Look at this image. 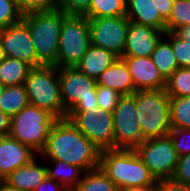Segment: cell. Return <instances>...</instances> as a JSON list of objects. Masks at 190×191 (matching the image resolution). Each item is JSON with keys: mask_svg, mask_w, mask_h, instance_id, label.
Here are the masks:
<instances>
[{"mask_svg": "<svg viewBox=\"0 0 190 191\" xmlns=\"http://www.w3.org/2000/svg\"><path fill=\"white\" fill-rule=\"evenodd\" d=\"M100 153L92 141L65 118L53 124L45 148L39 155L44 160H63L86 172L99 167Z\"/></svg>", "mask_w": 190, "mask_h": 191, "instance_id": "obj_1", "label": "cell"}, {"mask_svg": "<svg viewBox=\"0 0 190 191\" xmlns=\"http://www.w3.org/2000/svg\"><path fill=\"white\" fill-rule=\"evenodd\" d=\"M99 167L120 189L142 188L157 182L135 149L101 151Z\"/></svg>", "mask_w": 190, "mask_h": 191, "instance_id": "obj_2", "label": "cell"}, {"mask_svg": "<svg viewBox=\"0 0 190 191\" xmlns=\"http://www.w3.org/2000/svg\"><path fill=\"white\" fill-rule=\"evenodd\" d=\"M37 55V66L56 64L63 11L52 10L31 12L23 15Z\"/></svg>", "mask_w": 190, "mask_h": 191, "instance_id": "obj_3", "label": "cell"}, {"mask_svg": "<svg viewBox=\"0 0 190 191\" xmlns=\"http://www.w3.org/2000/svg\"><path fill=\"white\" fill-rule=\"evenodd\" d=\"M143 141L168 135L171 130L170 97L165 89L135 91Z\"/></svg>", "mask_w": 190, "mask_h": 191, "instance_id": "obj_4", "label": "cell"}, {"mask_svg": "<svg viewBox=\"0 0 190 191\" xmlns=\"http://www.w3.org/2000/svg\"><path fill=\"white\" fill-rule=\"evenodd\" d=\"M29 104L47 110L57 119H65L58 68L51 65L31 67L25 80Z\"/></svg>", "mask_w": 190, "mask_h": 191, "instance_id": "obj_5", "label": "cell"}, {"mask_svg": "<svg viewBox=\"0 0 190 191\" xmlns=\"http://www.w3.org/2000/svg\"><path fill=\"white\" fill-rule=\"evenodd\" d=\"M57 120L47 110L29 104L11 116L8 135L40 154L45 148L50 129Z\"/></svg>", "mask_w": 190, "mask_h": 191, "instance_id": "obj_6", "label": "cell"}, {"mask_svg": "<svg viewBox=\"0 0 190 191\" xmlns=\"http://www.w3.org/2000/svg\"><path fill=\"white\" fill-rule=\"evenodd\" d=\"M91 45L88 18L85 16L66 15L60 30L57 68L75 67Z\"/></svg>", "mask_w": 190, "mask_h": 191, "instance_id": "obj_7", "label": "cell"}, {"mask_svg": "<svg viewBox=\"0 0 190 191\" xmlns=\"http://www.w3.org/2000/svg\"><path fill=\"white\" fill-rule=\"evenodd\" d=\"M63 107L69 111H87L98 107L97 82L76 67L58 68Z\"/></svg>", "mask_w": 190, "mask_h": 191, "instance_id": "obj_8", "label": "cell"}, {"mask_svg": "<svg viewBox=\"0 0 190 191\" xmlns=\"http://www.w3.org/2000/svg\"><path fill=\"white\" fill-rule=\"evenodd\" d=\"M66 119L100 150L115 149L112 112L99 110L69 111Z\"/></svg>", "mask_w": 190, "mask_h": 191, "instance_id": "obj_9", "label": "cell"}, {"mask_svg": "<svg viewBox=\"0 0 190 191\" xmlns=\"http://www.w3.org/2000/svg\"><path fill=\"white\" fill-rule=\"evenodd\" d=\"M135 151L156 180L172 179L179 156L170 134L144 140Z\"/></svg>", "mask_w": 190, "mask_h": 191, "instance_id": "obj_10", "label": "cell"}, {"mask_svg": "<svg viewBox=\"0 0 190 191\" xmlns=\"http://www.w3.org/2000/svg\"><path fill=\"white\" fill-rule=\"evenodd\" d=\"M115 149H136L143 141L135 103V92L121 95L112 112Z\"/></svg>", "mask_w": 190, "mask_h": 191, "instance_id": "obj_11", "label": "cell"}, {"mask_svg": "<svg viewBox=\"0 0 190 191\" xmlns=\"http://www.w3.org/2000/svg\"><path fill=\"white\" fill-rule=\"evenodd\" d=\"M91 44L111 51L122 58L128 35L129 20L126 16L88 19Z\"/></svg>", "mask_w": 190, "mask_h": 191, "instance_id": "obj_12", "label": "cell"}, {"mask_svg": "<svg viewBox=\"0 0 190 191\" xmlns=\"http://www.w3.org/2000/svg\"><path fill=\"white\" fill-rule=\"evenodd\" d=\"M0 42L5 57H11L26 62L31 67L37 66V55L28 25L20 22L0 29Z\"/></svg>", "mask_w": 190, "mask_h": 191, "instance_id": "obj_13", "label": "cell"}, {"mask_svg": "<svg viewBox=\"0 0 190 191\" xmlns=\"http://www.w3.org/2000/svg\"><path fill=\"white\" fill-rule=\"evenodd\" d=\"M164 34L162 30L129 21L122 57H150Z\"/></svg>", "mask_w": 190, "mask_h": 191, "instance_id": "obj_14", "label": "cell"}, {"mask_svg": "<svg viewBox=\"0 0 190 191\" xmlns=\"http://www.w3.org/2000/svg\"><path fill=\"white\" fill-rule=\"evenodd\" d=\"M39 154L30 146L7 136H0V179L31 162Z\"/></svg>", "mask_w": 190, "mask_h": 191, "instance_id": "obj_15", "label": "cell"}, {"mask_svg": "<svg viewBox=\"0 0 190 191\" xmlns=\"http://www.w3.org/2000/svg\"><path fill=\"white\" fill-rule=\"evenodd\" d=\"M130 71L135 90L165 89L166 80L151 57H122Z\"/></svg>", "mask_w": 190, "mask_h": 191, "instance_id": "obj_16", "label": "cell"}, {"mask_svg": "<svg viewBox=\"0 0 190 191\" xmlns=\"http://www.w3.org/2000/svg\"><path fill=\"white\" fill-rule=\"evenodd\" d=\"M46 177L45 160L38 155L28 164L11 172L3 181L19 191H34Z\"/></svg>", "mask_w": 190, "mask_h": 191, "instance_id": "obj_17", "label": "cell"}, {"mask_svg": "<svg viewBox=\"0 0 190 191\" xmlns=\"http://www.w3.org/2000/svg\"><path fill=\"white\" fill-rule=\"evenodd\" d=\"M125 16L130 22L166 32V22L161 18L153 0H126Z\"/></svg>", "mask_w": 190, "mask_h": 191, "instance_id": "obj_18", "label": "cell"}, {"mask_svg": "<svg viewBox=\"0 0 190 191\" xmlns=\"http://www.w3.org/2000/svg\"><path fill=\"white\" fill-rule=\"evenodd\" d=\"M118 58L111 51L91 44L75 67L88 77L97 80Z\"/></svg>", "mask_w": 190, "mask_h": 191, "instance_id": "obj_19", "label": "cell"}, {"mask_svg": "<svg viewBox=\"0 0 190 191\" xmlns=\"http://www.w3.org/2000/svg\"><path fill=\"white\" fill-rule=\"evenodd\" d=\"M97 85L109 87L121 95L133 94L136 90L126 63L118 58L96 80Z\"/></svg>", "mask_w": 190, "mask_h": 191, "instance_id": "obj_20", "label": "cell"}, {"mask_svg": "<svg viewBox=\"0 0 190 191\" xmlns=\"http://www.w3.org/2000/svg\"><path fill=\"white\" fill-rule=\"evenodd\" d=\"M45 164L47 177L57 181L68 191H73L76 188L84 174L81 168L63 160H45Z\"/></svg>", "mask_w": 190, "mask_h": 191, "instance_id": "obj_21", "label": "cell"}, {"mask_svg": "<svg viewBox=\"0 0 190 191\" xmlns=\"http://www.w3.org/2000/svg\"><path fill=\"white\" fill-rule=\"evenodd\" d=\"M150 57L165 80L179 68L172 46L164 36L157 43Z\"/></svg>", "mask_w": 190, "mask_h": 191, "instance_id": "obj_22", "label": "cell"}, {"mask_svg": "<svg viewBox=\"0 0 190 191\" xmlns=\"http://www.w3.org/2000/svg\"><path fill=\"white\" fill-rule=\"evenodd\" d=\"M29 105L24 84L6 86L0 97V110L10 117Z\"/></svg>", "mask_w": 190, "mask_h": 191, "instance_id": "obj_23", "label": "cell"}, {"mask_svg": "<svg viewBox=\"0 0 190 191\" xmlns=\"http://www.w3.org/2000/svg\"><path fill=\"white\" fill-rule=\"evenodd\" d=\"M30 68L26 62L5 57L0 63V83L5 86L24 84Z\"/></svg>", "mask_w": 190, "mask_h": 191, "instance_id": "obj_24", "label": "cell"}, {"mask_svg": "<svg viewBox=\"0 0 190 191\" xmlns=\"http://www.w3.org/2000/svg\"><path fill=\"white\" fill-rule=\"evenodd\" d=\"M118 187L100 167L84 172L73 191H117Z\"/></svg>", "mask_w": 190, "mask_h": 191, "instance_id": "obj_25", "label": "cell"}, {"mask_svg": "<svg viewBox=\"0 0 190 191\" xmlns=\"http://www.w3.org/2000/svg\"><path fill=\"white\" fill-rule=\"evenodd\" d=\"M126 0H91L88 13L85 15L88 19L98 17L125 16Z\"/></svg>", "mask_w": 190, "mask_h": 191, "instance_id": "obj_26", "label": "cell"}, {"mask_svg": "<svg viewBox=\"0 0 190 191\" xmlns=\"http://www.w3.org/2000/svg\"><path fill=\"white\" fill-rule=\"evenodd\" d=\"M171 128L190 129V95L170 97Z\"/></svg>", "mask_w": 190, "mask_h": 191, "instance_id": "obj_27", "label": "cell"}, {"mask_svg": "<svg viewBox=\"0 0 190 191\" xmlns=\"http://www.w3.org/2000/svg\"><path fill=\"white\" fill-rule=\"evenodd\" d=\"M165 91L169 97L190 95V68H178L167 80Z\"/></svg>", "mask_w": 190, "mask_h": 191, "instance_id": "obj_28", "label": "cell"}, {"mask_svg": "<svg viewBox=\"0 0 190 191\" xmlns=\"http://www.w3.org/2000/svg\"><path fill=\"white\" fill-rule=\"evenodd\" d=\"M186 24H190V1L174 0L169 20L166 22V31L172 32Z\"/></svg>", "mask_w": 190, "mask_h": 191, "instance_id": "obj_29", "label": "cell"}, {"mask_svg": "<svg viewBox=\"0 0 190 191\" xmlns=\"http://www.w3.org/2000/svg\"><path fill=\"white\" fill-rule=\"evenodd\" d=\"M164 37L170 42L179 68H190V44L177 38L172 32H165Z\"/></svg>", "mask_w": 190, "mask_h": 191, "instance_id": "obj_30", "label": "cell"}, {"mask_svg": "<svg viewBox=\"0 0 190 191\" xmlns=\"http://www.w3.org/2000/svg\"><path fill=\"white\" fill-rule=\"evenodd\" d=\"M22 17L15 0H0V29L20 22Z\"/></svg>", "mask_w": 190, "mask_h": 191, "instance_id": "obj_31", "label": "cell"}, {"mask_svg": "<svg viewBox=\"0 0 190 191\" xmlns=\"http://www.w3.org/2000/svg\"><path fill=\"white\" fill-rule=\"evenodd\" d=\"M96 96L99 110L113 112L121 94L109 87L97 85Z\"/></svg>", "mask_w": 190, "mask_h": 191, "instance_id": "obj_32", "label": "cell"}, {"mask_svg": "<svg viewBox=\"0 0 190 191\" xmlns=\"http://www.w3.org/2000/svg\"><path fill=\"white\" fill-rule=\"evenodd\" d=\"M169 134L179 157L190 153V129L171 128Z\"/></svg>", "mask_w": 190, "mask_h": 191, "instance_id": "obj_33", "label": "cell"}, {"mask_svg": "<svg viewBox=\"0 0 190 191\" xmlns=\"http://www.w3.org/2000/svg\"><path fill=\"white\" fill-rule=\"evenodd\" d=\"M20 12L25 15L31 12L46 11L57 8V0H15Z\"/></svg>", "mask_w": 190, "mask_h": 191, "instance_id": "obj_34", "label": "cell"}, {"mask_svg": "<svg viewBox=\"0 0 190 191\" xmlns=\"http://www.w3.org/2000/svg\"><path fill=\"white\" fill-rule=\"evenodd\" d=\"M91 0H57V7L66 15L85 16Z\"/></svg>", "mask_w": 190, "mask_h": 191, "instance_id": "obj_35", "label": "cell"}, {"mask_svg": "<svg viewBox=\"0 0 190 191\" xmlns=\"http://www.w3.org/2000/svg\"><path fill=\"white\" fill-rule=\"evenodd\" d=\"M172 179L178 183L190 186V153L179 157Z\"/></svg>", "mask_w": 190, "mask_h": 191, "instance_id": "obj_36", "label": "cell"}, {"mask_svg": "<svg viewBox=\"0 0 190 191\" xmlns=\"http://www.w3.org/2000/svg\"><path fill=\"white\" fill-rule=\"evenodd\" d=\"M156 191H190V186L178 183L173 179L157 180Z\"/></svg>", "mask_w": 190, "mask_h": 191, "instance_id": "obj_37", "label": "cell"}, {"mask_svg": "<svg viewBox=\"0 0 190 191\" xmlns=\"http://www.w3.org/2000/svg\"><path fill=\"white\" fill-rule=\"evenodd\" d=\"M34 191H68L57 181L46 177Z\"/></svg>", "mask_w": 190, "mask_h": 191, "instance_id": "obj_38", "label": "cell"}, {"mask_svg": "<svg viewBox=\"0 0 190 191\" xmlns=\"http://www.w3.org/2000/svg\"><path fill=\"white\" fill-rule=\"evenodd\" d=\"M174 0H153L161 15V18L167 22L169 20Z\"/></svg>", "mask_w": 190, "mask_h": 191, "instance_id": "obj_39", "label": "cell"}, {"mask_svg": "<svg viewBox=\"0 0 190 191\" xmlns=\"http://www.w3.org/2000/svg\"><path fill=\"white\" fill-rule=\"evenodd\" d=\"M172 33L179 39L184 40L190 44V24H186L182 27L176 28Z\"/></svg>", "mask_w": 190, "mask_h": 191, "instance_id": "obj_40", "label": "cell"}, {"mask_svg": "<svg viewBox=\"0 0 190 191\" xmlns=\"http://www.w3.org/2000/svg\"><path fill=\"white\" fill-rule=\"evenodd\" d=\"M11 117L0 110V136H7L10 129Z\"/></svg>", "mask_w": 190, "mask_h": 191, "instance_id": "obj_41", "label": "cell"}, {"mask_svg": "<svg viewBox=\"0 0 190 191\" xmlns=\"http://www.w3.org/2000/svg\"><path fill=\"white\" fill-rule=\"evenodd\" d=\"M117 191H156V184L152 186L142 187V188H134V189H120Z\"/></svg>", "mask_w": 190, "mask_h": 191, "instance_id": "obj_42", "label": "cell"}, {"mask_svg": "<svg viewBox=\"0 0 190 191\" xmlns=\"http://www.w3.org/2000/svg\"><path fill=\"white\" fill-rule=\"evenodd\" d=\"M0 191H19L16 188L8 185L7 183H5L3 180L0 183Z\"/></svg>", "mask_w": 190, "mask_h": 191, "instance_id": "obj_43", "label": "cell"}, {"mask_svg": "<svg viewBox=\"0 0 190 191\" xmlns=\"http://www.w3.org/2000/svg\"><path fill=\"white\" fill-rule=\"evenodd\" d=\"M4 58H5V54H4L3 47L0 42V63L4 60Z\"/></svg>", "mask_w": 190, "mask_h": 191, "instance_id": "obj_44", "label": "cell"}, {"mask_svg": "<svg viewBox=\"0 0 190 191\" xmlns=\"http://www.w3.org/2000/svg\"><path fill=\"white\" fill-rule=\"evenodd\" d=\"M5 88H6V86L4 84L0 83V97H1L2 93L4 92Z\"/></svg>", "mask_w": 190, "mask_h": 191, "instance_id": "obj_45", "label": "cell"}]
</instances>
